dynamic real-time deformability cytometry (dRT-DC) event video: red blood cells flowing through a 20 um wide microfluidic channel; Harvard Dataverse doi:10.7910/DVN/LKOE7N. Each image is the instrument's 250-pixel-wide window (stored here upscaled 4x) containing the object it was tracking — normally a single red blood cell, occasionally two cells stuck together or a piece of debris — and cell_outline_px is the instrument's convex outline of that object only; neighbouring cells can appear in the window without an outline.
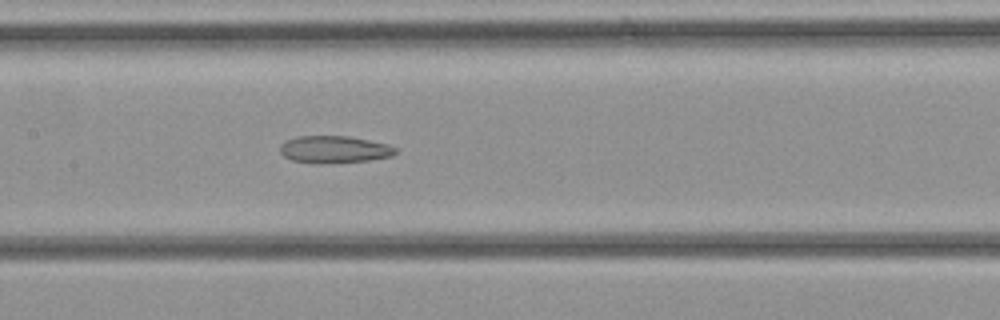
{"species": "common noctule bat (a hibernating species)", "species_latin": "Nyctalus noctula", "temperature_condition": "cold", "stored_images_in_passage": 22, "camera_frame_rate_fps": 3000, "um_per_image_px": 0.085, "animal": {"sex": "female", "body_mass_g": 21.9}, "frame": {"image": 1, "passage_image": 10, "time_ms": 3.0, "image_size_px": [1000, 320], "cell_outline_px": [[396, 152], [392, 156], [368, 160], [324, 164], [312, 164], [292, 160], [284, 156], [280, 152], [280, 144], [284, 140], [296, 136], [352, 136], [388, 144], [396, 148]], "centroid_in_image_um": [28.37, 12.7], "position_along_channel_um": 179.0, "area_um2": 18.61}}
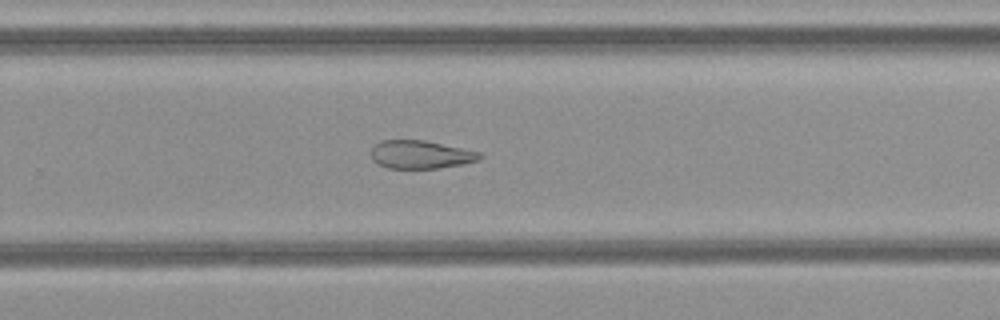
{"frame": {"image": 2, "passage_image": 16, "time_ms": 5.0, "image_size_px": [1000, 320], "cell_outline_px": [[484, 156], [480, 160], [460, 164], [436, 168], [388, 168], [372, 160], [372, 148], [380, 140], [424, 140], [480, 152]], "centroid_in_image_um": [35.76, 13.13], "position_along_channel_um": 294.0, "area_um2": 17.63}}